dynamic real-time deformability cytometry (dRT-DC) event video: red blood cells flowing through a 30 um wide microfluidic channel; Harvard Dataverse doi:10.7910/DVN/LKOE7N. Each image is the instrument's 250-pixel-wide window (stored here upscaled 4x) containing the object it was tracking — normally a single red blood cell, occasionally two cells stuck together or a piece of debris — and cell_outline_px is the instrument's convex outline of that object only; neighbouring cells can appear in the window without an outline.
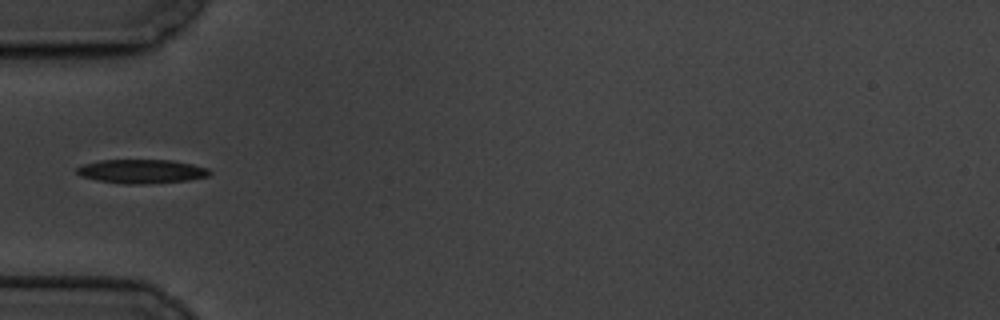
{"species": "common noctule bat (a hibernating species)", "species_latin": "Nyctalus noctula", "temperature_condition": "cold", "stored_images_in_passage": 15, "camera_frame_rate_fps": 3000, "um_per_image_px": 0.085, "animal": {"sex": "male", "body_mass_g": 19.5, "forearm_length_mm": 54.6}, "frame": {"image": 1, "passage_image": 5, "time_ms": 5.333, "image_size_px": [1000, 320], "cell_outline_px": [[212, 172], [208, 176], [188, 180], [140, 184], [124, 184], [96, 180], [80, 176], [76, 172], [76, 168], [84, 164], [100, 160], [172, 160], [192, 164], [208, 168]], "centroid_in_image_um": [12.02, 14.56], "position_along_channel_um": 73.0, "area_um2": 18.5}}
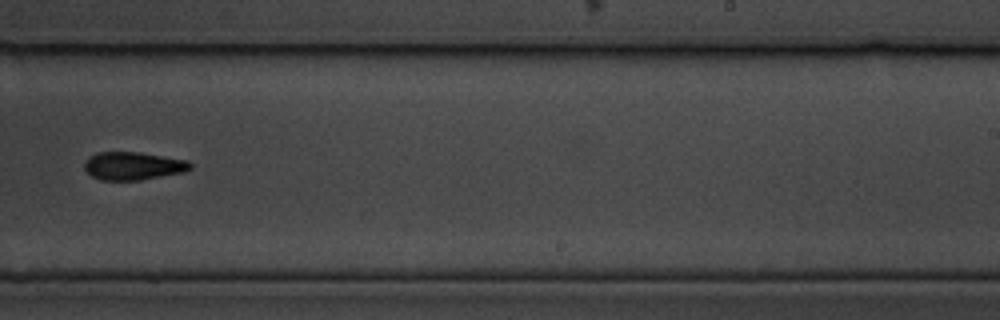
{"frame": {"image": 2, "passage_image": 10, "time_ms": 11.333, "image_size_px": [1000, 320], "cell_outline_px": [[192, 168], [184, 172], [140, 180], [100, 180], [92, 176], [84, 168], [84, 160], [88, 156], [96, 152], [140, 152], [188, 160], [192, 164]], "centroid_in_image_um": [11.3, 14.09], "position_along_channel_um": 277.7, "area_um2": 17.46}}
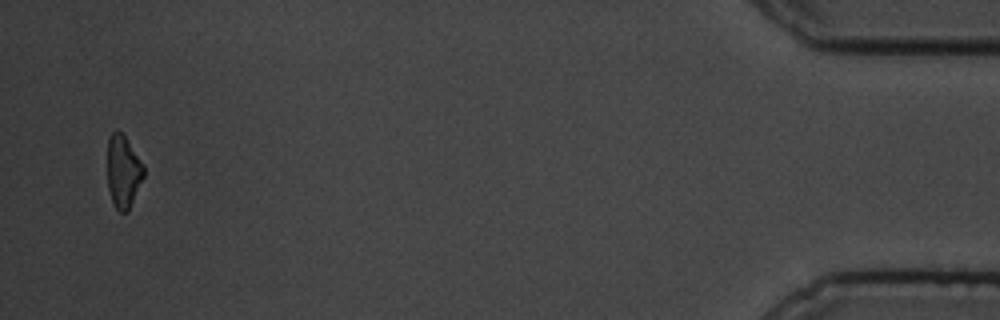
{"frame": {"image": 3, "passage_image": 15, "time_ms": 18.0, "image_size_px": [1000, 320], "cell_outline_px": [[144, 176], [128, 212], [120, 212], [116, 208], [112, 200], [108, 188], [108, 140], [112, 132], [116, 128], [124, 136], [144, 164]], "centroid_in_image_um": [10.48, 14.58], "position_along_channel_um": 424.7, "area_um2": 15.26}, "authors_computed_cell_mechanics": {"area_um2": 17.9758, "velocity_mm_per_s": 3.4194, "shape_relaxation_time_tau1_ms": 1.6731, "shape_relaxation_time_tau2_ms": null, "deformation_change_tau1": 0.0899, "deformation_change_tau2": null}}